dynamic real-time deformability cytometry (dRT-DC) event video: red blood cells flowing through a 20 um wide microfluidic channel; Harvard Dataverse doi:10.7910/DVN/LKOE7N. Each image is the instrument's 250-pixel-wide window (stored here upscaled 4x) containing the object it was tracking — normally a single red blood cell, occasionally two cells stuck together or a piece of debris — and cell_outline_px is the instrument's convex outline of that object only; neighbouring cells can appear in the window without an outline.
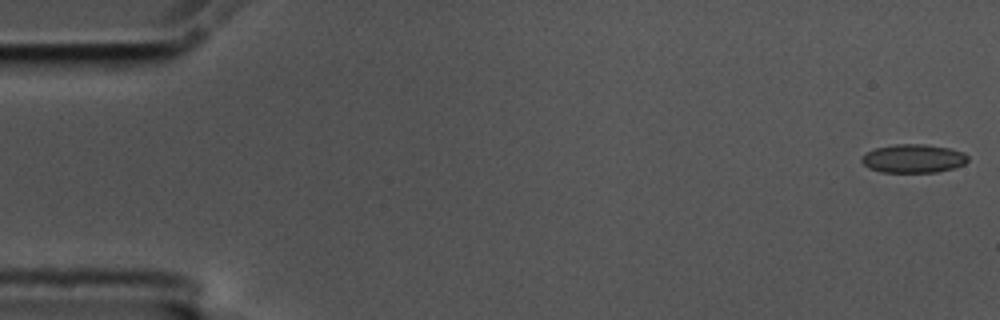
{"species": "common noctule bat (a hibernating species)", "species_latin": "Nyctalus noctula", "temperature_condition": "cold", "stored_images_in_passage": 12, "camera_frame_rate_fps": 3000, "um_per_image_px": 0.085, "animal": {"sex": "male", "body_mass_g": 17.5, "forearm_length_mm": 52.3}, "frame": {"image": 1, "passage_image": 1, "time_ms": 0.0, "image_size_px": [1000, 320], "cell_outline_px": [[968, 160], [964, 164], [952, 168], [936, 172], [880, 172], [868, 168], [860, 160], [860, 156], [864, 152], [876, 148], [896, 144], [924, 144], [948, 148], [964, 152], [968, 156]], "centroid_in_image_um": [77.59, 13.47], "position_along_channel_um": 7.4, "area_um2": 17.74}}